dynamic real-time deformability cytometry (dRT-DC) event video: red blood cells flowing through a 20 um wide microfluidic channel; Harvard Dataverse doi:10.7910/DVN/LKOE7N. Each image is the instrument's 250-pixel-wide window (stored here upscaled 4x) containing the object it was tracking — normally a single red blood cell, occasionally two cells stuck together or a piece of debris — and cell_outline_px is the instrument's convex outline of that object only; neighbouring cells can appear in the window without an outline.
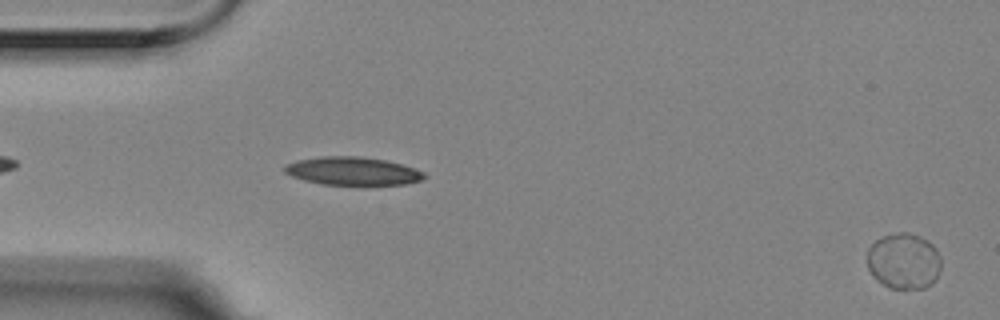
{"species": "Egyptian fruit bat (a non-hibernating species)", "species_latin": "Rousettus aegyptiacus", "temperature_condition": "room temperature", "stored_images_in_passage": 4, "camera_frame_rate_fps": 3000, "um_per_image_px": 0.085, "animal": {"sex": "female"}, "frame": {"image": 1, "passage_image": 4, "time_ms": 1.0, "image_size_px": [1000, 320], "cell_outline_px": [[940, 268], [936, 280], [924, 288], [892, 288], [876, 280], [872, 276], [868, 268], [868, 248], [880, 236], [896, 232], [908, 232], [920, 236], [928, 240], [936, 248], [940, 256]], "centroid_in_image_um": [76.82, 22.17], "position_along_channel_um": 8.2, "area_um2": 24.28}}